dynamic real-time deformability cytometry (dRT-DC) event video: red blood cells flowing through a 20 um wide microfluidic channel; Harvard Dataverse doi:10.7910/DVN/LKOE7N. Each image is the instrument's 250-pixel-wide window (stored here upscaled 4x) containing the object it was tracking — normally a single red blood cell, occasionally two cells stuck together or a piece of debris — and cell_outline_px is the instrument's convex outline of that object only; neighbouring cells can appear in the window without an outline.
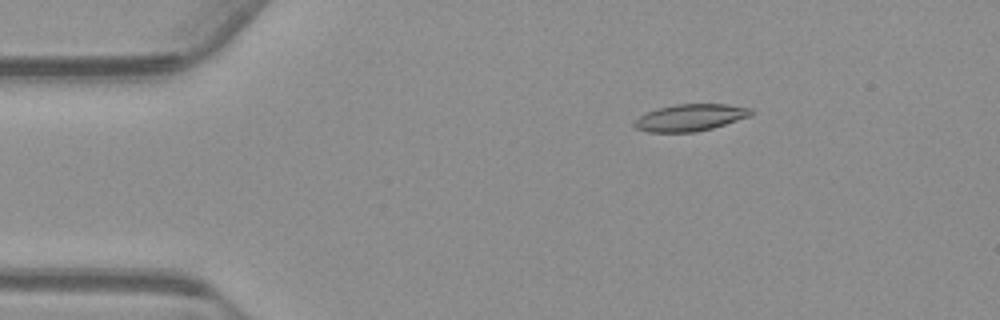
{"species": "common noctule bat (a hibernating species)", "species_latin": "Nyctalus noctula", "temperature_condition": "warm", "stored_images_in_passage": 55, "camera_frame_rate_fps": 3000, "um_per_image_px": 0.085, "animal": {"sex": "male", "body_mass_g": 23.1, "forearm_length_mm": 52.7}, "frame": {"image": 1, "passage_image": 9, "time_ms": 2.667, "image_size_px": [1000, 320], "cell_outline_px": [[752, 116], [712, 128], [692, 132], [648, 132], [636, 128], [632, 124], [640, 116], [656, 108], [676, 104], [728, 104], [752, 108]], "centroid_in_image_um": [58.69, 9.99], "position_along_channel_um": 26.3, "area_um2": 18.26}}
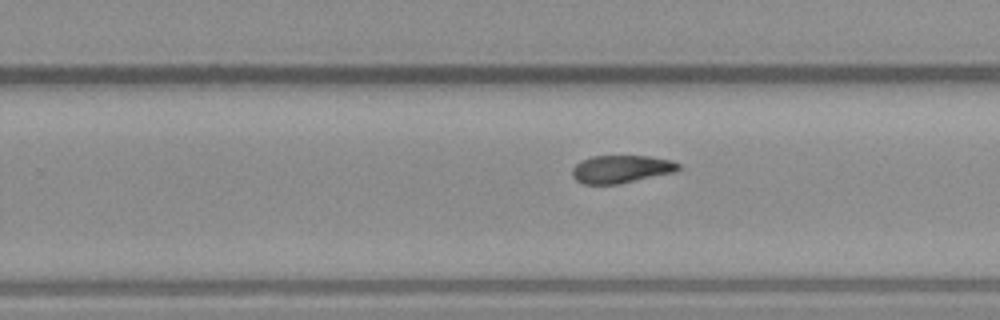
{"frame": {"image": 2, "passage_image": 34, "time_ms": 11.0, "image_size_px": [1000, 320], "cell_outline_px": [[680, 168], [676, 172], [620, 184], [584, 184], [576, 180], [572, 176], [572, 168], [580, 160], [592, 156], [648, 156], [672, 160], [680, 164]], "centroid_in_image_um": [52.81, 14.37], "position_along_channel_um": 277.0, "area_um2": 17.4}}
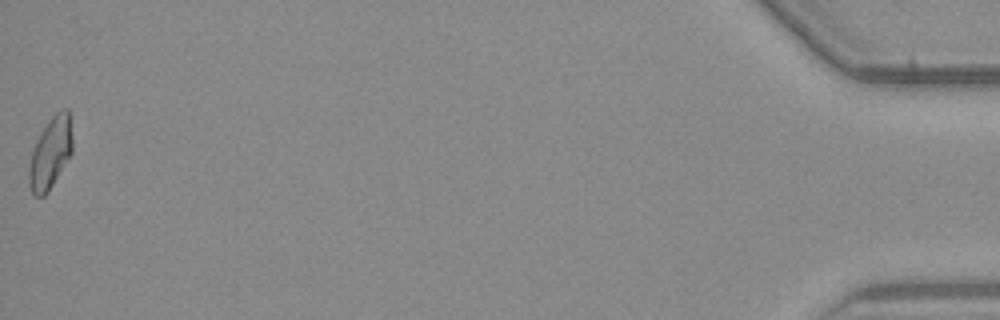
{"frame": {"image": 3, "passage_image": 55, "time_ms": 18.0, "image_size_px": [1000, 320], "cell_outline_px": [[72, 152], [48, 192], [44, 196], [36, 196], [32, 192], [28, 184], [28, 168], [32, 148], [40, 132], [48, 120], [56, 112], [64, 108], [68, 108], [72, 140]], "centroid_in_image_um": [4.26, 13.0], "position_along_channel_um": 430.9, "area_um2": 18.09}}